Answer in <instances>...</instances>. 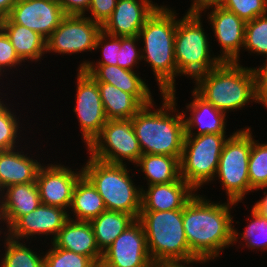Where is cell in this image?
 <instances>
[{"label": "cell", "mask_w": 267, "mask_h": 267, "mask_svg": "<svg viewBox=\"0 0 267 267\" xmlns=\"http://www.w3.org/2000/svg\"><path fill=\"white\" fill-rule=\"evenodd\" d=\"M190 7L185 15H203V13L221 7L223 0H191ZM208 9V10H207Z\"/></svg>", "instance_id": "cell-43"}, {"label": "cell", "mask_w": 267, "mask_h": 267, "mask_svg": "<svg viewBox=\"0 0 267 267\" xmlns=\"http://www.w3.org/2000/svg\"><path fill=\"white\" fill-rule=\"evenodd\" d=\"M248 222L244 231L233 227V244L237 249L247 247L252 252L267 251V219L261 215L253 206L249 211ZM249 219V220H248ZM239 231V232H238ZM241 246V247H239Z\"/></svg>", "instance_id": "cell-31"}, {"label": "cell", "mask_w": 267, "mask_h": 267, "mask_svg": "<svg viewBox=\"0 0 267 267\" xmlns=\"http://www.w3.org/2000/svg\"><path fill=\"white\" fill-rule=\"evenodd\" d=\"M40 204L41 198L36 182L16 184L3 189L0 203L2 233H5L21 216L35 210Z\"/></svg>", "instance_id": "cell-23"}, {"label": "cell", "mask_w": 267, "mask_h": 267, "mask_svg": "<svg viewBox=\"0 0 267 267\" xmlns=\"http://www.w3.org/2000/svg\"><path fill=\"white\" fill-rule=\"evenodd\" d=\"M18 0H0V20L9 16Z\"/></svg>", "instance_id": "cell-46"}, {"label": "cell", "mask_w": 267, "mask_h": 267, "mask_svg": "<svg viewBox=\"0 0 267 267\" xmlns=\"http://www.w3.org/2000/svg\"><path fill=\"white\" fill-rule=\"evenodd\" d=\"M178 16L174 38L175 62L177 77H190L194 80L218 66L221 61L212 50V37L204 29L201 15ZM180 17V18H179ZM206 30V31H205ZM210 37V38H209Z\"/></svg>", "instance_id": "cell-6"}, {"label": "cell", "mask_w": 267, "mask_h": 267, "mask_svg": "<svg viewBox=\"0 0 267 267\" xmlns=\"http://www.w3.org/2000/svg\"><path fill=\"white\" fill-rule=\"evenodd\" d=\"M108 120L131 119L143 105L131 94L109 83L97 82Z\"/></svg>", "instance_id": "cell-28"}, {"label": "cell", "mask_w": 267, "mask_h": 267, "mask_svg": "<svg viewBox=\"0 0 267 267\" xmlns=\"http://www.w3.org/2000/svg\"><path fill=\"white\" fill-rule=\"evenodd\" d=\"M120 48L121 37L109 35L102 30L97 37L95 45V52L97 50L101 51V59H96V61L83 59L82 62H79L77 69H83L86 65H117Z\"/></svg>", "instance_id": "cell-36"}, {"label": "cell", "mask_w": 267, "mask_h": 267, "mask_svg": "<svg viewBox=\"0 0 267 267\" xmlns=\"http://www.w3.org/2000/svg\"><path fill=\"white\" fill-rule=\"evenodd\" d=\"M202 16L207 18V24L211 27L213 38L215 37L213 41L220 46L219 53H216L220 61L240 63L246 22L222 6L211 9Z\"/></svg>", "instance_id": "cell-16"}, {"label": "cell", "mask_w": 267, "mask_h": 267, "mask_svg": "<svg viewBox=\"0 0 267 267\" xmlns=\"http://www.w3.org/2000/svg\"><path fill=\"white\" fill-rule=\"evenodd\" d=\"M117 1L118 0H91L90 7L86 13L88 15L85 16L103 26L114 11Z\"/></svg>", "instance_id": "cell-40"}, {"label": "cell", "mask_w": 267, "mask_h": 267, "mask_svg": "<svg viewBox=\"0 0 267 267\" xmlns=\"http://www.w3.org/2000/svg\"><path fill=\"white\" fill-rule=\"evenodd\" d=\"M230 135L203 134L185 136L180 159V177L196 192L203 186L213 184L219 159Z\"/></svg>", "instance_id": "cell-9"}, {"label": "cell", "mask_w": 267, "mask_h": 267, "mask_svg": "<svg viewBox=\"0 0 267 267\" xmlns=\"http://www.w3.org/2000/svg\"><path fill=\"white\" fill-rule=\"evenodd\" d=\"M252 146V127L237 129L225 142L218 168L216 180L223 187L227 201L241 203L249 194L250 188L248 164ZM252 192V193H251Z\"/></svg>", "instance_id": "cell-8"}, {"label": "cell", "mask_w": 267, "mask_h": 267, "mask_svg": "<svg viewBox=\"0 0 267 267\" xmlns=\"http://www.w3.org/2000/svg\"><path fill=\"white\" fill-rule=\"evenodd\" d=\"M198 263L204 266L206 264L202 259L189 258L185 260H155L152 261L151 267H194Z\"/></svg>", "instance_id": "cell-44"}, {"label": "cell", "mask_w": 267, "mask_h": 267, "mask_svg": "<svg viewBox=\"0 0 267 267\" xmlns=\"http://www.w3.org/2000/svg\"><path fill=\"white\" fill-rule=\"evenodd\" d=\"M0 237V246L3 245L2 250L4 248L0 253V267H44V251L36 252L38 249L31 245L32 242L14 240L5 233Z\"/></svg>", "instance_id": "cell-29"}, {"label": "cell", "mask_w": 267, "mask_h": 267, "mask_svg": "<svg viewBox=\"0 0 267 267\" xmlns=\"http://www.w3.org/2000/svg\"><path fill=\"white\" fill-rule=\"evenodd\" d=\"M141 189V211L183 209L197 193L181 177L175 182L166 184L144 186L143 183Z\"/></svg>", "instance_id": "cell-21"}, {"label": "cell", "mask_w": 267, "mask_h": 267, "mask_svg": "<svg viewBox=\"0 0 267 267\" xmlns=\"http://www.w3.org/2000/svg\"><path fill=\"white\" fill-rule=\"evenodd\" d=\"M50 243L49 249L44 251V267H98L90 257L58 248Z\"/></svg>", "instance_id": "cell-35"}, {"label": "cell", "mask_w": 267, "mask_h": 267, "mask_svg": "<svg viewBox=\"0 0 267 267\" xmlns=\"http://www.w3.org/2000/svg\"><path fill=\"white\" fill-rule=\"evenodd\" d=\"M65 13L59 2L51 0H18L9 18L19 25L37 32L46 40L59 26Z\"/></svg>", "instance_id": "cell-17"}, {"label": "cell", "mask_w": 267, "mask_h": 267, "mask_svg": "<svg viewBox=\"0 0 267 267\" xmlns=\"http://www.w3.org/2000/svg\"><path fill=\"white\" fill-rule=\"evenodd\" d=\"M176 90L161 93L159 97H162V105H156L153 100L131 118L142 154L166 155L181 159L185 123L182 111L180 112L177 106Z\"/></svg>", "instance_id": "cell-2"}, {"label": "cell", "mask_w": 267, "mask_h": 267, "mask_svg": "<svg viewBox=\"0 0 267 267\" xmlns=\"http://www.w3.org/2000/svg\"><path fill=\"white\" fill-rule=\"evenodd\" d=\"M106 210L103 198L91 181L83 174L73 191L71 206L68 210L69 218L90 222Z\"/></svg>", "instance_id": "cell-26"}, {"label": "cell", "mask_w": 267, "mask_h": 267, "mask_svg": "<svg viewBox=\"0 0 267 267\" xmlns=\"http://www.w3.org/2000/svg\"><path fill=\"white\" fill-rule=\"evenodd\" d=\"M65 15H86L91 0H59Z\"/></svg>", "instance_id": "cell-42"}, {"label": "cell", "mask_w": 267, "mask_h": 267, "mask_svg": "<svg viewBox=\"0 0 267 267\" xmlns=\"http://www.w3.org/2000/svg\"><path fill=\"white\" fill-rule=\"evenodd\" d=\"M243 52L267 59V14L246 22Z\"/></svg>", "instance_id": "cell-34"}, {"label": "cell", "mask_w": 267, "mask_h": 267, "mask_svg": "<svg viewBox=\"0 0 267 267\" xmlns=\"http://www.w3.org/2000/svg\"><path fill=\"white\" fill-rule=\"evenodd\" d=\"M261 66L253 67L256 75L257 98L263 108H267V59Z\"/></svg>", "instance_id": "cell-41"}, {"label": "cell", "mask_w": 267, "mask_h": 267, "mask_svg": "<svg viewBox=\"0 0 267 267\" xmlns=\"http://www.w3.org/2000/svg\"><path fill=\"white\" fill-rule=\"evenodd\" d=\"M190 92L191 101L185 104L186 108L180 109L184 117L185 136L226 134L228 115L205 101L193 89Z\"/></svg>", "instance_id": "cell-20"}, {"label": "cell", "mask_w": 267, "mask_h": 267, "mask_svg": "<svg viewBox=\"0 0 267 267\" xmlns=\"http://www.w3.org/2000/svg\"><path fill=\"white\" fill-rule=\"evenodd\" d=\"M134 169L142 172L147 186L171 183L180 178V160L172 156L142 154Z\"/></svg>", "instance_id": "cell-27"}, {"label": "cell", "mask_w": 267, "mask_h": 267, "mask_svg": "<svg viewBox=\"0 0 267 267\" xmlns=\"http://www.w3.org/2000/svg\"><path fill=\"white\" fill-rule=\"evenodd\" d=\"M159 6L152 0H118L102 30L112 36H138L146 20Z\"/></svg>", "instance_id": "cell-18"}, {"label": "cell", "mask_w": 267, "mask_h": 267, "mask_svg": "<svg viewBox=\"0 0 267 267\" xmlns=\"http://www.w3.org/2000/svg\"><path fill=\"white\" fill-rule=\"evenodd\" d=\"M28 144L27 141L23 147L0 151V191L12 185L36 182L38 171L47 159L36 156L35 152L33 156L32 150L28 152Z\"/></svg>", "instance_id": "cell-19"}, {"label": "cell", "mask_w": 267, "mask_h": 267, "mask_svg": "<svg viewBox=\"0 0 267 267\" xmlns=\"http://www.w3.org/2000/svg\"><path fill=\"white\" fill-rule=\"evenodd\" d=\"M52 243L61 249L90 257L98 266L102 259L92 225L88 221L68 219Z\"/></svg>", "instance_id": "cell-24"}, {"label": "cell", "mask_w": 267, "mask_h": 267, "mask_svg": "<svg viewBox=\"0 0 267 267\" xmlns=\"http://www.w3.org/2000/svg\"><path fill=\"white\" fill-rule=\"evenodd\" d=\"M140 44L138 36L121 37V48L119 50L117 65L131 71H138L139 64L142 63Z\"/></svg>", "instance_id": "cell-38"}, {"label": "cell", "mask_w": 267, "mask_h": 267, "mask_svg": "<svg viewBox=\"0 0 267 267\" xmlns=\"http://www.w3.org/2000/svg\"><path fill=\"white\" fill-rule=\"evenodd\" d=\"M5 78L6 79V81L8 80V78H6L2 73H0V105L1 104H4V103H6L7 101V98H8V92L7 93H5L3 90L5 89V90H8V88H10V87H4V81L3 80H5V79H3V78ZM7 88V89H6ZM1 89H3V90H1ZM2 91V92H1ZM5 96H7V97H5ZM5 98V99H4Z\"/></svg>", "instance_id": "cell-47"}, {"label": "cell", "mask_w": 267, "mask_h": 267, "mask_svg": "<svg viewBox=\"0 0 267 267\" xmlns=\"http://www.w3.org/2000/svg\"><path fill=\"white\" fill-rule=\"evenodd\" d=\"M102 26L85 15H65L59 26L46 40V55L83 54L95 52Z\"/></svg>", "instance_id": "cell-11"}, {"label": "cell", "mask_w": 267, "mask_h": 267, "mask_svg": "<svg viewBox=\"0 0 267 267\" xmlns=\"http://www.w3.org/2000/svg\"><path fill=\"white\" fill-rule=\"evenodd\" d=\"M73 114L80 127L81 140L87 147L107 122L97 81L83 69H77Z\"/></svg>", "instance_id": "cell-12"}, {"label": "cell", "mask_w": 267, "mask_h": 267, "mask_svg": "<svg viewBox=\"0 0 267 267\" xmlns=\"http://www.w3.org/2000/svg\"><path fill=\"white\" fill-rule=\"evenodd\" d=\"M136 219L124 212L106 210L90 221L97 245L103 253Z\"/></svg>", "instance_id": "cell-30"}, {"label": "cell", "mask_w": 267, "mask_h": 267, "mask_svg": "<svg viewBox=\"0 0 267 267\" xmlns=\"http://www.w3.org/2000/svg\"><path fill=\"white\" fill-rule=\"evenodd\" d=\"M267 186L261 187L259 188L257 191L259 190H264V192L262 194H264L261 199L255 201L254 204H252V206L261 214L263 215L266 219H267Z\"/></svg>", "instance_id": "cell-45"}, {"label": "cell", "mask_w": 267, "mask_h": 267, "mask_svg": "<svg viewBox=\"0 0 267 267\" xmlns=\"http://www.w3.org/2000/svg\"><path fill=\"white\" fill-rule=\"evenodd\" d=\"M83 70L90 74L97 82L112 84L120 90L133 95L143 106L154 100L146 79L139 71H131L118 65H86ZM144 79V80H143Z\"/></svg>", "instance_id": "cell-22"}, {"label": "cell", "mask_w": 267, "mask_h": 267, "mask_svg": "<svg viewBox=\"0 0 267 267\" xmlns=\"http://www.w3.org/2000/svg\"><path fill=\"white\" fill-rule=\"evenodd\" d=\"M24 65H27L28 67V64H24V62L16 54L9 37L0 27V73H2L6 78L9 77V74L12 75L16 73L18 75V70L20 73V71H22L20 69L23 68Z\"/></svg>", "instance_id": "cell-39"}, {"label": "cell", "mask_w": 267, "mask_h": 267, "mask_svg": "<svg viewBox=\"0 0 267 267\" xmlns=\"http://www.w3.org/2000/svg\"><path fill=\"white\" fill-rule=\"evenodd\" d=\"M47 162L40 167L36 178L41 203L68 211L75 185L83 175L82 165L79 169L78 167L73 169V166L70 167L71 165L62 162Z\"/></svg>", "instance_id": "cell-13"}, {"label": "cell", "mask_w": 267, "mask_h": 267, "mask_svg": "<svg viewBox=\"0 0 267 267\" xmlns=\"http://www.w3.org/2000/svg\"><path fill=\"white\" fill-rule=\"evenodd\" d=\"M69 219L68 211L55 206L40 204L35 210L21 216L6 232L10 238L31 242L45 237L52 242Z\"/></svg>", "instance_id": "cell-15"}, {"label": "cell", "mask_w": 267, "mask_h": 267, "mask_svg": "<svg viewBox=\"0 0 267 267\" xmlns=\"http://www.w3.org/2000/svg\"><path fill=\"white\" fill-rule=\"evenodd\" d=\"M86 157L88 159L82 165L83 174L103 198L106 209L128 213L138 219L142 189L132 178L137 173L133 174L127 165L106 163L90 155Z\"/></svg>", "instance_id": "cell-5"}, {"label": "cell", "mask_w": 267, "mask_h": 267, "mask_svg": "<svg viewBox=\"0 0 267 267\" xmlns=\"http://www.w3.org/2000/svg\"><path fill=\"white\" fill-rule=\"evenodd\" d=\"M141 222L152 261L197 258L191 251L183 228V209L140 211Z\"/></svg>", "instance_id": "cell-7"}, {"label": "cell", "mask_w": 267, "mask_h": 267, "mask_svg": "<svg viewBox=\"0 0 267 267\" xmlns=\"http://www.w3.org/2000/svg\"><path fill=\"white\" fill-rule=\"evenodd\" d=\"M252 130V146L249 155L248 175L250 188L255 192L267 186V141L254 139Z\"/></svg>", "instance_id": "cell-33"}, {"label": "cell", "mask_w": 267, "mask_h": 267, "mask_svg": "<svg viewBox=\"0 0 267 267\" xmlns=\"http://www.w3.org/2000/svg\"><path fill=\"white\" fill-rule=\"evenodd\" d=\"M146 236L136 219L103 252L100 267H151Z\"/></svg>", "instance_id": "cell-14"}, {"label": "cell", "mask_w": 267, "mask_h": 267, "mask_svg": "<svg viewBox=\"0 0 267 267\" xmlns=\"http://www.w3.org/2000/svg\"><path fill=\"white\" fill-rule=\"evenodd\" d=\"M85 149L97 160L128 166L129 163L135 166L142 155L131 119L107 120Z\"/></svg>", "instance_id": "cell-10"}, {"label": "cell", "mask_w": 267, "mask_h": 267, "mask_svg": "<svg viewBox=\"0 0 267 267\" xmlns=\"http://www.w3.org/2000/svg\"><path fill=\"white\" fill-rule=\"evenodd\" d=\"M222 7L245 22L267 14V0H223Z\"/></svg>", "instance_id": "cell-37"}, {"label": "cell", "mask_w": 267, "mask_h": 267, "mask_svg": "<svg viewBox=\"0 0 267 267\" xmlns=\"http://www.w3.org/2000/svg\"><path fill=\"white\" fill-rule=\"evenodd\" d=\"M14 105L18 104L16 102L15 104L10 103L9 98L6 103L0 105V151L17 148L22 146L21 143L27 141L26 133H23L25 130L23 123L25 122H20L21 115H17ZM20 141L21 143H19Z\"/></svg>", "instance_id": "cell-32"}, {"label": "cell", "mask_w": 267, "mask_h": 267, "mask_svg": "<svg viewBox=\"0 0 267 267\" xmlns=\"http://www.w3.org/2000/svg\"><path fill=\"white\" fill-rule=\"evenodd\" d=\"M0 27L9 37L16 54L25 63L41 64L46 58V39L29 28L14 23L9 17L0 20ZM37 62V63H36Z\"/></svg>", "instance_id": "cell-25"}, {"label": "cell", "mask_w": 267, "mask_h": 267, "mask_svg": "<svg viewBox=\"0 0 267 267\" xmlns=\"http://www.w3.org/2000/svg\"><path fill=\"white\" fill-rule=\"evenodd\" d=\"M222 201H212L197 192L183 208V228L190 251L207 264L222 257L225 248L233 247L234 222L240 223L232 212L238 203Z\"/></svg>", "instance_id": "cell-1"}, {"label": "cell", "mask_w": 267, "mask_h": 267, "mask_svg": "<svg viewBox=\"0 0 267 267\" xmlns=\"http://www.w3.org/2000/svg\"><path fill=\"white\" fill-rule=\"evenodd\" d=\"M174 9L170 5L160 4L138 35L142 43V62L153 71L159 95L169 93L177 85L174 38L179 13Z\"/></svg>", "instance_id": "cell-3"}, {"label": "cell", "mask_w": 267, "mask_h": 267, "mask_svg": "<svg viewBox=\"0 0 267 267\" xmlns=\"http://www.w3.org/2000/svg\"><path fill=\"white\" fill-rule=\"evenodd\" d=\"M237 62H221L193 80V90L205 101L229 116L258 103L256 75L253 66Z\"/></svg>", "instance_id": "cell-4"}]
</instances>
